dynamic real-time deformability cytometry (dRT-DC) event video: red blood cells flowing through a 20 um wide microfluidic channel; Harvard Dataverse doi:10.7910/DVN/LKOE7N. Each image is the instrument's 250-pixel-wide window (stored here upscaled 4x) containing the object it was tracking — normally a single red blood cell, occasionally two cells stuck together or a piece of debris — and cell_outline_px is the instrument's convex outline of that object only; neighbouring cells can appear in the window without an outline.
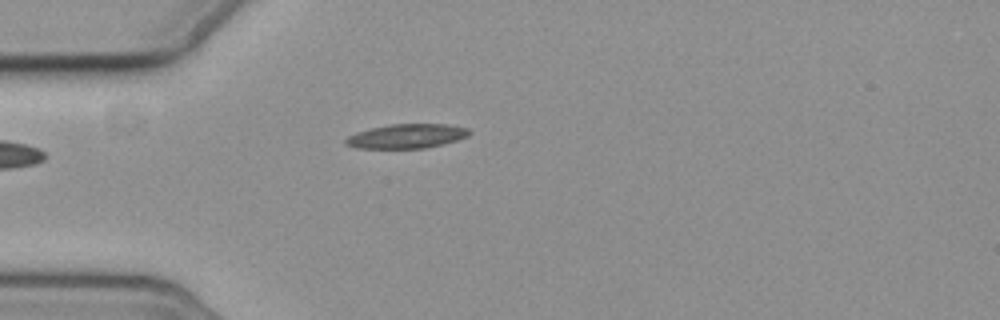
{"species": "common noctule bat (a hibernating species)", "species_latin": "Nyctalus noctula", "temperature_condition": "cold", "stored_images_in_passage": 3, "camera_frame_rate_fps": 3000, "um_per_image_px": 0.085, "animal": {"sex": "female", "body_mass_g": 19.3, "forearm_length_mm": 54.1}, "frame": {"image": 1, "passage_image": 3, "time_ms": 2.333, "image_size_px": [1000, 320], "cell_outline_px": [[472, 132], [468, 136], [456, 140], [424, 148], [356, 148], [344, 144], [344, 140], [348, 136], [356, 132], [388, 124], [448, 124], [468, 128]], "centroid_in_image_um": [34.55, 11.56], "position_along_channel_um": 50.5, "area_um2": 17.46}}